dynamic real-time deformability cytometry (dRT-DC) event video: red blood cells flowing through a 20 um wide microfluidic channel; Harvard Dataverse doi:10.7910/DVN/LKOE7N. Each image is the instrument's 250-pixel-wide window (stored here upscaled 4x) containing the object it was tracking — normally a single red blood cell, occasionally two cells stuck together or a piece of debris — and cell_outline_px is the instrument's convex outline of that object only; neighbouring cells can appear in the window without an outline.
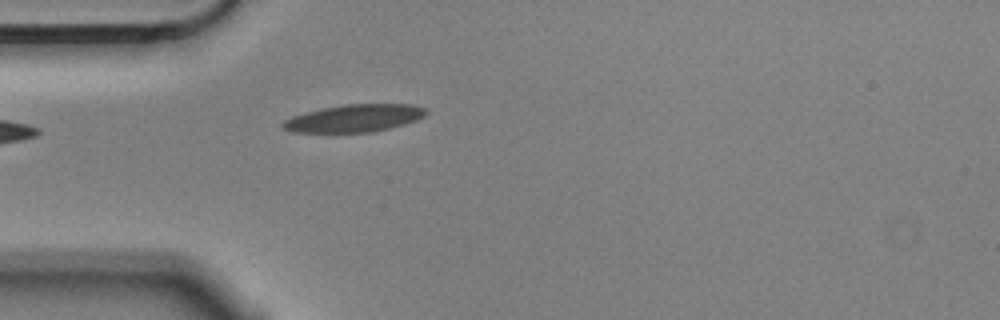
{"species": "Egyptian fruit bat (a non-hibernating species)", "species_latin": "Rousettus aegyptiacus", "temperature_condition": "cold", "stored_images_in_passage": 5, "camera_frame_rate_fps": 3000, "um_per_image_px": 0.085, "animal": {"sex": "male"}, "frame": {"image": 1, "passage_image": 5, "time_ms": 1.333, "image_size_px": [1000, 320], "cell_outline_px": [[428, 112], [424, 116], [416, 120], [404, 124], [372, 132], [292, 132], [284, 128], [280, 124], [284, 120], [292, 116], [304, 112], [320, 108], [344, 104], [412, 104], [424, 108]], "centroid_in_image_um": [30.09, 10.04], "position_along_channel_um": 54.9, "area_um2": 22.95}}